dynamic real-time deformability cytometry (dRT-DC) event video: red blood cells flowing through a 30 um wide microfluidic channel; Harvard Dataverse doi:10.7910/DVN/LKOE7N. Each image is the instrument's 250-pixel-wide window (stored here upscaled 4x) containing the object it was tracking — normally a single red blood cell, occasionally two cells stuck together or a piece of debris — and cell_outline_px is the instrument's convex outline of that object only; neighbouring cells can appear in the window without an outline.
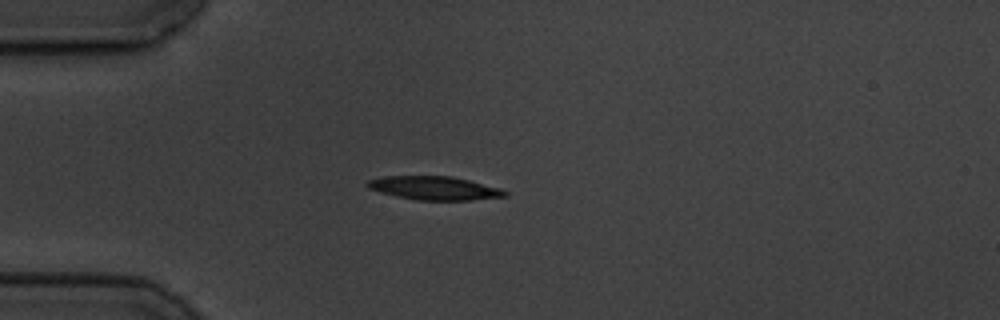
{"species": "common noctule bat (a hibernating species)", "species_latin": "Nyctalus noctula", "temperature_condition": "cold", "stored_images_in_passage": 6, "camera_frame_rate_fps": 3000, "um_per_image_px": 0.085, "animal": {"sex": "male", "body_mass_g": 19.5, "forearm_length_mm": 54.6}, "frame": {"image": 1, "passage_image": 4, "time_ms": 3.667, "image_size_px": [1000, 320], "cell_outline_px": [[508, 196], [472, 200], [416, 200], [396, 196], [380, 192], [368, 188], [364, 184], [368, 180], [384, 176], [452, 176], [500, 188], [508, 192]], "centroid_in_image_um": [36.91, 15.99], "position_along_channel_um": 48.1, "area_um2": 18.9}}
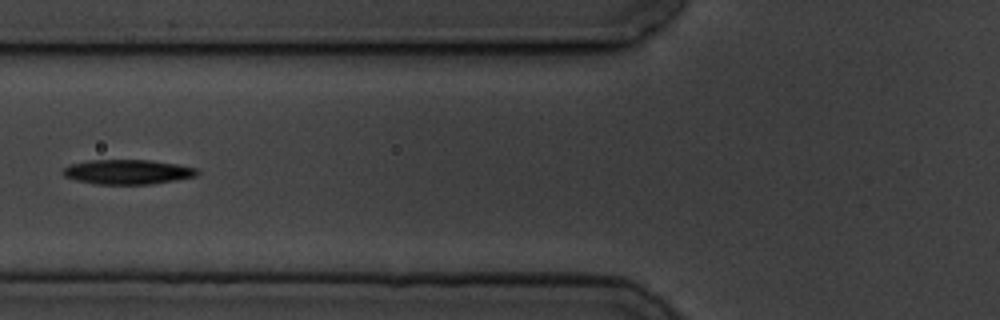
{"frame": {"image": 2, "passage_image": 6, "time_ms": 6.0, "image_size_px": [1000, 320], "cell_outline_px": [[200, 172], [196, 176], [176, 180], [152, 184], [96, 184], [76, 180], [64, 176], [60, 172], [68, 164], [88, 160], [148, 160], [176, 164], [196, 168]], "centroid_in_image_um": [10.81, 14.61], "position_along_channel_um": 115.0, "area_um2": 19.36}}